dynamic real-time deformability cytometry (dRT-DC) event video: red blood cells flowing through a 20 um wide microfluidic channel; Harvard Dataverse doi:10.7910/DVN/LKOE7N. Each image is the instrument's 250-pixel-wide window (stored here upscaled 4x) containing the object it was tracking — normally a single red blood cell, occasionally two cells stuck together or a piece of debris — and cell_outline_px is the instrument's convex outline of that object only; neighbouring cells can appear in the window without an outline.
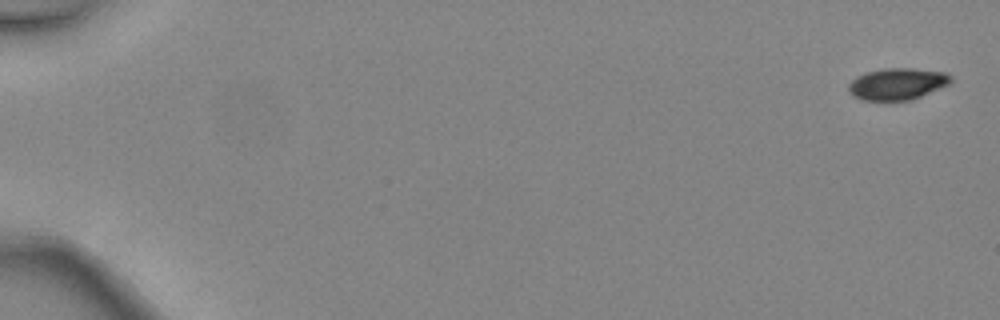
{"species": "common noctule bat (a hibernating species)", "species_latin": "Nyctalus noctula", "temperature_condition": "warm", "stored_images_in_passage": 5, "camera_frame_rate_fps": 3000, "um_per_image_px": 0.085, "animal": {"sex": "female", "body_mass_g": 24.6, "forearm_length_mm": 56.2}, "frame": {"image": 1, "passage_image": 1, "time_ms": 0.0, "image_size_px": [1000, 320], "cell_outline_px": [[952, 80], [948, 84], [912, 100], [860, 100], [852, 96], [848, 92], [848, 84], [856, 76], [864, 72], [884, 68], [912, 68], [948, 72], [952, 76]], "centroid_in_image_um": [76.24, 7.12], "position_along_channel_um": 8.8, "area_um2": 19.13}}
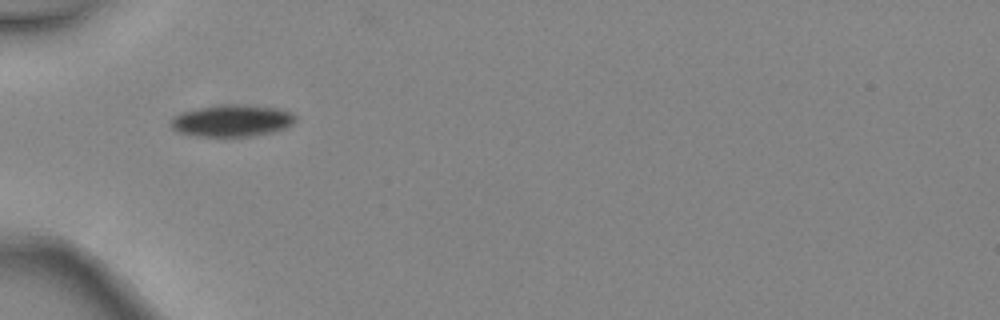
{"frame": {"image": 2, "passage_image": 4, "time_ms": 1.0, "image_size_px": [1000, 320], "cell_outline_px": [[296, 120], [292, 124], [284, 128], [272, 132], [252, 136], [192, 136], [176, 132], [168, 124], [172, 116], [180, 112], [196, 108], [220, 104], [236, 104], [272, 108], [288, 112], [296, 116]], "centroid_in_image_um": [19.6, 10.26], "position_along_channel_um": 65.4, "area_um2": 23.24}}
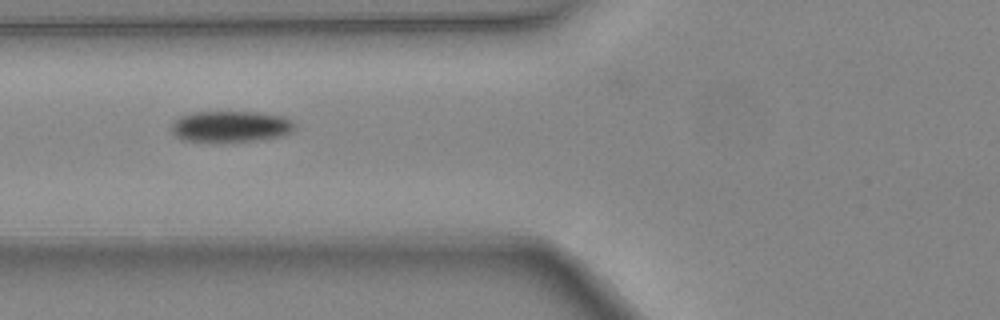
{"frame": {"image": 3, "passage_image": 5, "time_ms": 1.333, "image_size_px": [1000, 320], "cell_outline_px": [[296, 124], [288, 132], [280, 136], [252, 140], [180, 140], [172, 132], [172, 120], [180, 116], [192, 112], [256, 112], [284, 116], [292, 120]], "centroid_in_image_um": [19.57, 10.71], "position_along_channel_um": 106.2, "area_um2": 21.85}}